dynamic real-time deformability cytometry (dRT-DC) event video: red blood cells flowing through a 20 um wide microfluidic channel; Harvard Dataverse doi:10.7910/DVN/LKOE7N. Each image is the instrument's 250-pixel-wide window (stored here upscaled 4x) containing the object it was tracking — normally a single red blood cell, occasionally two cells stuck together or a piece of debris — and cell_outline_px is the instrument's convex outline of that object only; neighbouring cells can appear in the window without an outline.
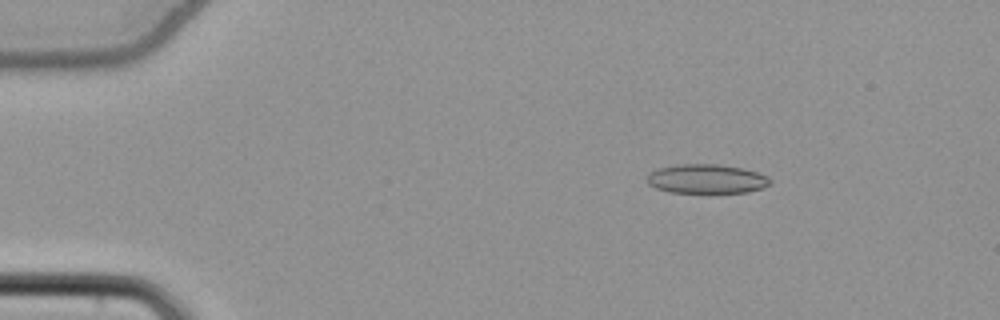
{"species": "common noctule bat (a hibernating species)", "species_latin": "Nyctalus noctula", "temperature_condition": "cold", "stored_images_in_passage": 54, "camera_frame_rate_fps": 3000, "um_per_image_px": 0.085, "animal": {"sex": "female", "body_mass_g": 22.7, "forearm_length_mm": 54.2}, "frame": {"image": 1, "passage_image": 9, "time_ms": 2.667, "image_size_px": [1000, 320], "cell_outline_px": [[772, 184], [764, 188], [748, 192], [716, 196], [708, 196], [668, 192], [656, 188], [648, 184], [644, 176], [656, 168], [676, 164], [720, 164], [744, 168], [768, 176], [772, 180]], "centroid_in_image_um": [60.06, 15.26], "position_along_channel_um": 24.9, "area_um2": 22.6}}
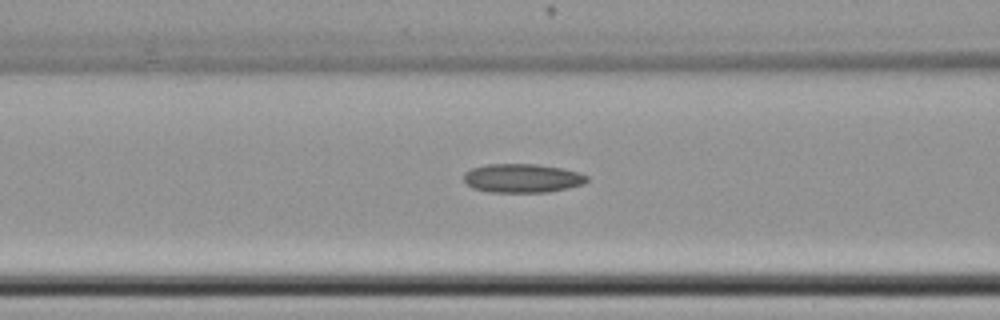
{"frame": {"image": 2, "passage_image": 23, "time_ms": 7.333, "image_size_px": [1000, 320], "cell_outline_px": [[588, 180], [584, 184], [568, 188], [548, 192], [488, 192], [472, 188], [464, 180], [464, 172], [472, 168], [488, 164], [536, 164], [560, 168], [580, 172], [588, 176]], "centroid_in_image_um": [44.4, 15.15], "position_along_channel_um": 122.2, "area_um2": 20.75}}
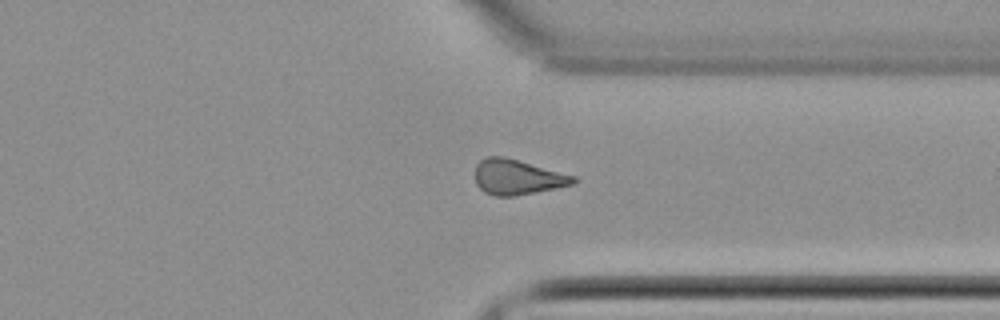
{"frame": {"image": 3, "passage_image": 42, "time_ms": 13.667, "image_size_px": [1000, 320], "cell_outline_px": [[580, 180], [572, 184], [512, 196], [496, 196], [484, 192], [476, 184], [476, 164], [480, 160], [488, 156], [504, 156], [576, 176]], "centroid_in_image_um": [43.96, 15.04], "position_along_channel_um": 367.4, "area_um2": 19.88}}